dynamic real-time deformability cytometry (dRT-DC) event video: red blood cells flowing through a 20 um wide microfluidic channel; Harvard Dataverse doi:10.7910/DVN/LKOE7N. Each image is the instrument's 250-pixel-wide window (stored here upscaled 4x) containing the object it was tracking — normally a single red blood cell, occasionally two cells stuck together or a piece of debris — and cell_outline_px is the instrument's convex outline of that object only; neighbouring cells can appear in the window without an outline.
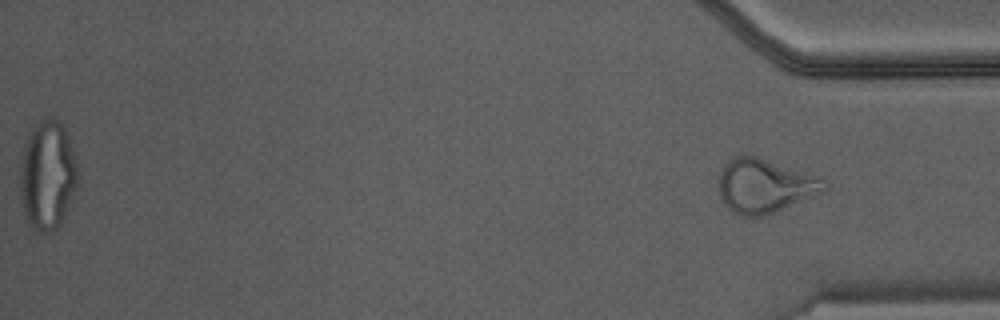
{"species": "Egyptian fruit bat (a non-hibernating species)", "species_latin": "Rousettus aegyptiacus", "temperature_condition": "warm", "stored_images_in_passage": 46, "camera_frame_rate_fps": 3000, "um_per_image_px": 0.085, "animal": {"sex": "male"}, "frame": {"image": 1, "passage_image": 46, "time_ms": 15.0, "image_size_px": [1000, 320], "cell_outline_px": [[828, 188], [824, 192], [816, 196], [764, 216], [740, 216], [732, 212], [720, 200], [720, 172], [724, 164], [732, 156], [756, 156], [824, 176], [828, 180]], "centroid_in_image_um": [65.08, 15.79], "position_along_channel_um": 370.1, "area_um2": 33.93}}